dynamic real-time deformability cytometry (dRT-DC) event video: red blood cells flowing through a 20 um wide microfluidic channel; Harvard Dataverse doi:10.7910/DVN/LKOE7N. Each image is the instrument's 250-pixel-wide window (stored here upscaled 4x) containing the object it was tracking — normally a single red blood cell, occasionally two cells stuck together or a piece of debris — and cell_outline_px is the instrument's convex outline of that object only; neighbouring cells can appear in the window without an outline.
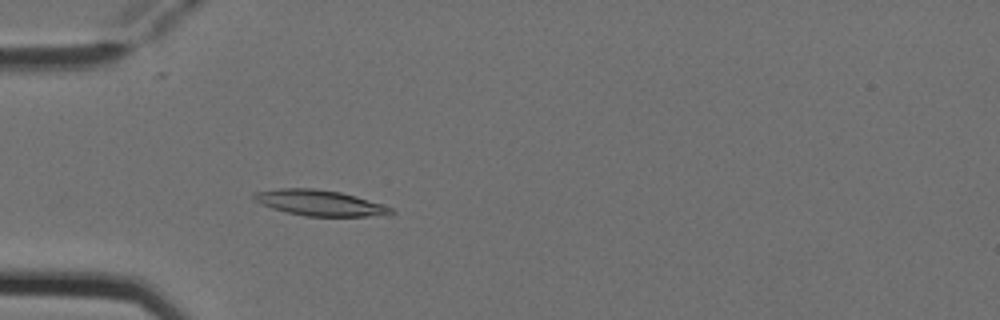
{"species": "Egyptian fruit bat (a non-hibernating species)", "species_latin": "Rousettus aegyptiacus", "temperature_condition": "cold", "stored_images_in_passage": 5, "camera_frame_rate_fps": 3000, "um_per_image_px": 0.085, "animal": {"sex": "female"}, "frame": {"image": 1, "passage_image": 5, "time_ms": 1.333, "image_size_px": [1000, 320], "cell_outline_px": [[396, 212], [388, 216], [304, 216], [284, 212], [260, 204], [252, 200], [248, 196], [256, 192], [280, 188], [312, 188], [340, 192], [356, 196], [384, 204], [392, 208]], "centroid_in_image_um": [27.17, 17.25], "position_along_channel_um": 57.8, "area_um2": 20.92}}